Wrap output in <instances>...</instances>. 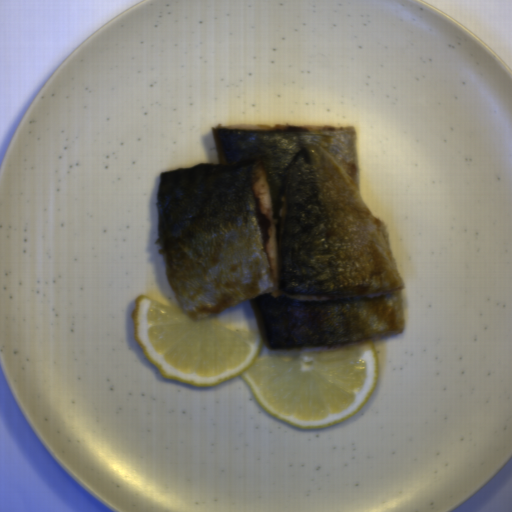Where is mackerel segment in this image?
Listing matches in <instances>:
<instances>
[{
	"instance_id": "mackerel-segment-1",
	"label": "mackerel segment",
	"mask_w": 512,
	"mask_h": 512,
	"mask_svg": "<svg viewBox=\"0 0 512 512\" xmlns=\"http://www.w3.org/2000/svg\"><path fill=\"white\" fill-rule=\"evenodd\" d=\"M211 129L217 164L159 172L154 245L184 313L249 301L270 349L403 332L405 283L361 194L355 126Z\"/></svg>"
}]
</instances>
